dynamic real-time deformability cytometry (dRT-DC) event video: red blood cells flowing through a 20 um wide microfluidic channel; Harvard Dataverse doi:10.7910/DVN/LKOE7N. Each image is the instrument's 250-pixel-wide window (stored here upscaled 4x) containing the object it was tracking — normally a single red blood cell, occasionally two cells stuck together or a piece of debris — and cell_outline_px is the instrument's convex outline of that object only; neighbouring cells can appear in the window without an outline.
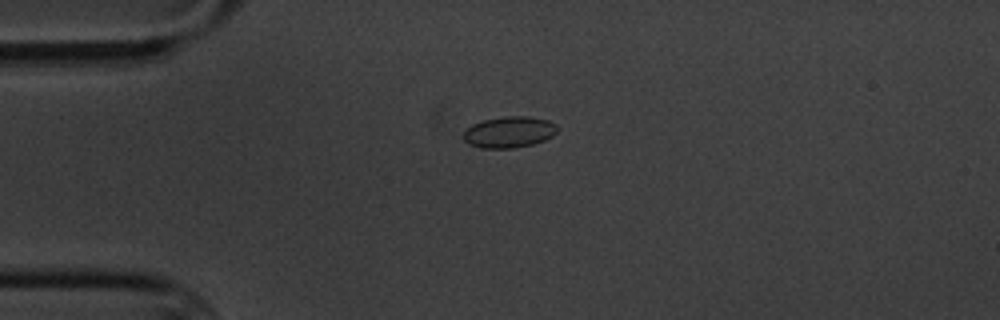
{"species": "common noctule bat (a hibernating species)", "species_latin": "Nyctalus noctula", "temperature_condition": "cold", "stored_images_in_passage": 5, "camera_frame_rate_fps": 3000, "um_per_image_px": 0.085, "animal": {"sex": "male", "body_mass_g": 20.1, "forearm_length_mm": 53.5}, "frame": {"image": 1, "passage_image": 4, "time_ms": 4.333, "image_size_px": [1000, 320], "cell_outline_px": [[556, 132], [552, 136], [544, 140], [532, 144], [512, 148], [480, 148], [468, 144], [464, 140], [464, 132], [472, 124], [484, 120], [504, 116], [528, 116], [548, 120], [556, 124]], "centroid_in_image_um": [43.27, 11.22], "position_along_channel_um": 41.7, "area_um2": 16.99}}